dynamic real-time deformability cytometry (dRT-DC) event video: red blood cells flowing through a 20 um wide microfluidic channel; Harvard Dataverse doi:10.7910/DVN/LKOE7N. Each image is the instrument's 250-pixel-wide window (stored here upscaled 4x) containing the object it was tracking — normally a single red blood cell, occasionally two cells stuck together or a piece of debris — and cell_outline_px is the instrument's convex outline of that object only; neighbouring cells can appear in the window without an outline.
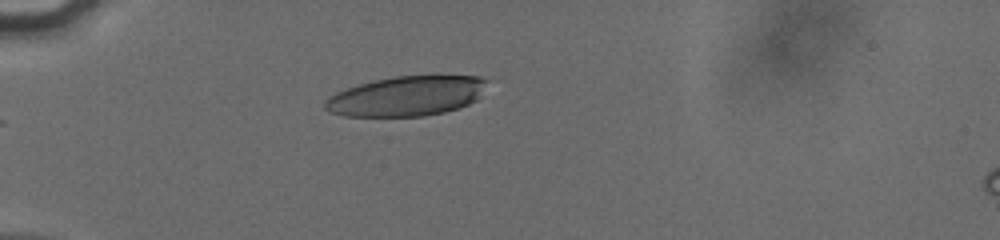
{"species": "human", "species_latin": "Homo sapiens", "temperature_condition": "cold", "stored_images_in_passage": 35, "camera_frame_rate_fps": 3000, "um_per_image_px": 0.085, "donor": {"sex": "male"}, "frame": {"image": 1, "passage_image": 1, "time_ms": 0.0, "image_size_px": [1000, 240], "cell_outline_px": [[488, 80], [476, 100], [460, 108], [444, 112], [424, 116], [344, 116], [332, 112], [324, 108], [324, 100], [328, 96], [336, 92], [372, 80], [396, 76], [480, 76]], "centroid_in_image_um": [34.53, 8.17], "position_along_channel_um": 50.5, "area_um2": 37.51}}
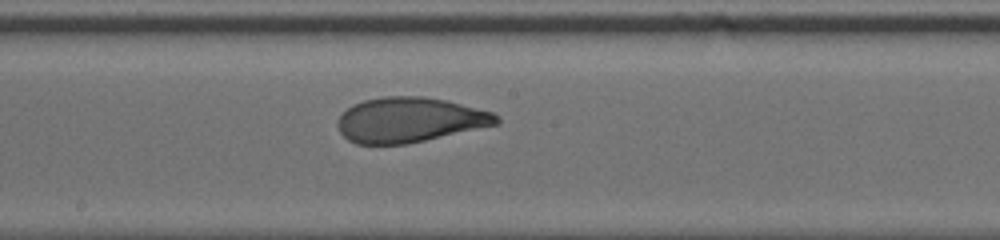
{"frame": {"image": 2, "passage_image": 16, "time_ms": 5.0, "image_size_px": [1000, 240], "cell_outline_px": [[500, 124], [424, 140], [404, 144], [356, 144], [348, 140], [340, 132], [336, 124], [340, 116], [352, 104], [364, 100], [384, 96], [424, 96], [444, 100], [492, 112], [500, 116]], "centroid_in_image_um": [34.8, 10.19], "position_along_channel_um": 213.4, "area_um2": 41.44}}
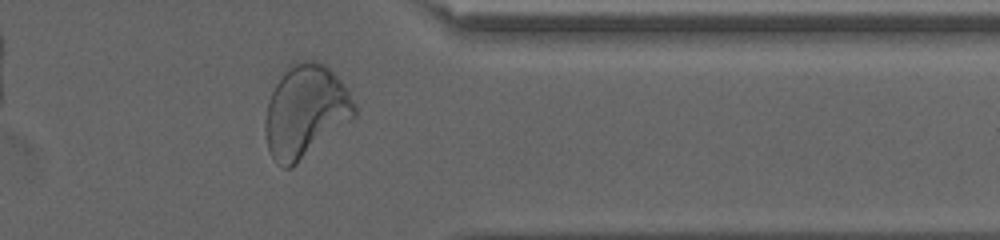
{"frame": {"image": 3, "passage_image": 30, "time_ms": 9.667, "image_size_px": [1000, 240], "cell_outline_px": [[356, 116], [292, 168], [284, 168], [276, 164], [268, 148], [264, 128], [264, 120], [268, 100], [276, 84], [288, 64], [304, 60], [312, 60], [324, 64], [340, 80], [356, 104]], "centroid_in_image_um": [25.94, 9.47], "position_along_channel_um": 385.5, "area_um2": 48.09}, "authors_computed_cell_mechanics": {"area_um2": 42.3096, "velocity_mm_per_s": 3.8132, "shape_relaxation_time_tau1_ms": 4.9304, "shape_relaxation_time_tau2_ms": 0.8749, "deformation_change_tau1": 0.1982, "deformation_change_tau2": 0.0762}}